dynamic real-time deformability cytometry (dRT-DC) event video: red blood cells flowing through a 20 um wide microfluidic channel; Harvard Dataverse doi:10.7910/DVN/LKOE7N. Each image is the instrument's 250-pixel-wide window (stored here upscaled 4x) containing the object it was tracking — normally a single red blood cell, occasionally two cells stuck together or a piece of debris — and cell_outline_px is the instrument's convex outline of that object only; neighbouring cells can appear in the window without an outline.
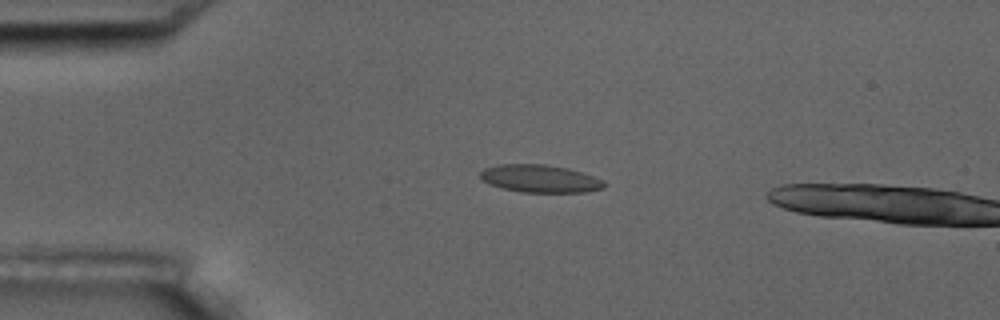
{"species": "common noctule bat (a hibernating species)", "species_latin": "Nyctalus noctula", "temperature_condition": "room temperature", "stored_images_in_passage": 4, "camera_frame_rate_fps": 3000, "um_per_image_px": 0.085, "animal": {"sex": "male", "body_mass_g": 17.5, "forearm_length_mm": 52.3}, "frame": {"image": 1, "passage_image": 3, "time_ms": 2.0, "image_size_px": [1000, 320], "cell_outline_px": [[604, 188], [588, 192], [520, 192], [500, 188], [488, 184], [480, 176], [480, 172], [484, 168], [500, 164], [544, 164], [568, 168], [604, 180]], "centroid_in_image_um": [45.88, 15.19], "position_along_channel_um": 39.1, "area_um2": 20.0}}